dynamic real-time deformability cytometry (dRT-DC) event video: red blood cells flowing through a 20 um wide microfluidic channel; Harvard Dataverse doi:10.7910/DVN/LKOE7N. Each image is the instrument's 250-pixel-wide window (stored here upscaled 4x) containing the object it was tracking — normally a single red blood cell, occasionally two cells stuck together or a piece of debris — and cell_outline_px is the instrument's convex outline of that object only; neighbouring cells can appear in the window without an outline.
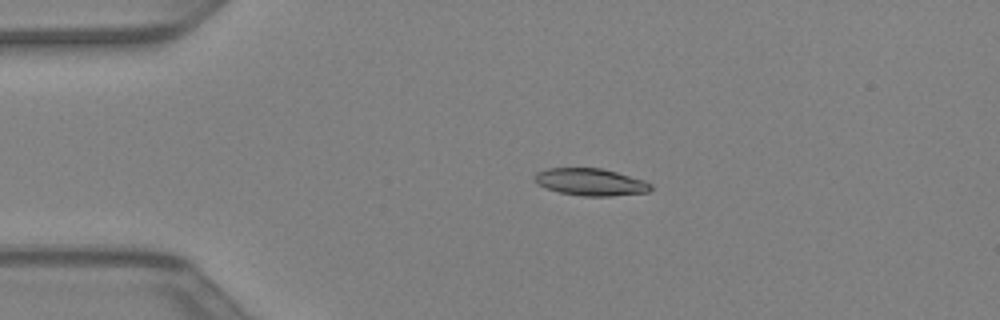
{"species": "Egyptian fruit bat (a non-hibernating species)", "species_latin": "Rousettus aegyptiacus", "temperature_condition": "warm", "stored_images_in_passage": 34, "camera_frame_rate_fps": 3000, "um_per_image_px": 0.085, "animal": {"sex": "female"}, "frame": {"image": 1, "passage_image": 1, "time_ms": 0.0, "image_size_px": [1000, 320], "cell_outline_px": [[652, 188], [648, 192], [612, 196], [584, 196], [560, 192], [536, 184], [532, 176], [536, 172], [548, 168], [600, 168], [616, 172], [644, 180], [652, 184]], "centroid_in_image_um": [50.18, 15.47], "position_along_channel_um": 34.8, "area_um2": 18.38}}
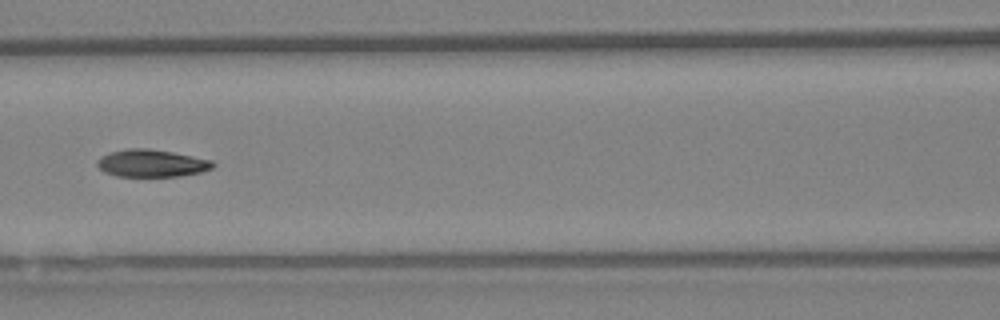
{"frame": {"image": 2, "passage_image": 11, "time_ms": 3.333, "image_size_px": [1000, 320], "cell_outline_px": [[216, 164], [212, 168], [200, 172], [180, 176], [116, 176], [104, 172], [96, 164], [96, 160], [100, 156], [108, 152], [124, 148], [148, 148], [172, 152], [212, 160]], "centroid_in_image_um": [12.84, 13.86], "position_along_channel_um": 153.8, "area_um2": 18.61}}
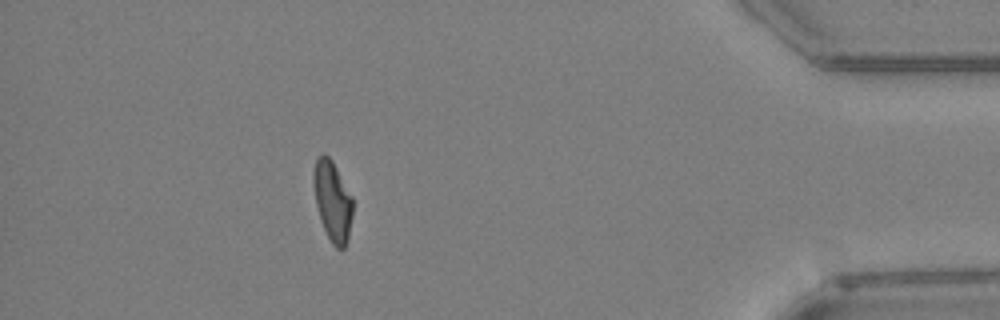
{"frame": {"image": 3, "passage_image": 30, "time_ms": 9.667, "image_size_px": [1000, 320], "cell_outline_px": [[352, 216], [348, 240], [344, 248], [336, 248], [332, 244], [324, 228], [316, 204], [312, 180], [312, 172], [316, 160], [324, 152], [332, 160], [352, 196]], "centroid_in_image_um": [28.26, 17.06], "position_along_channel_um": 406.9, "area_um2": 18.21}}